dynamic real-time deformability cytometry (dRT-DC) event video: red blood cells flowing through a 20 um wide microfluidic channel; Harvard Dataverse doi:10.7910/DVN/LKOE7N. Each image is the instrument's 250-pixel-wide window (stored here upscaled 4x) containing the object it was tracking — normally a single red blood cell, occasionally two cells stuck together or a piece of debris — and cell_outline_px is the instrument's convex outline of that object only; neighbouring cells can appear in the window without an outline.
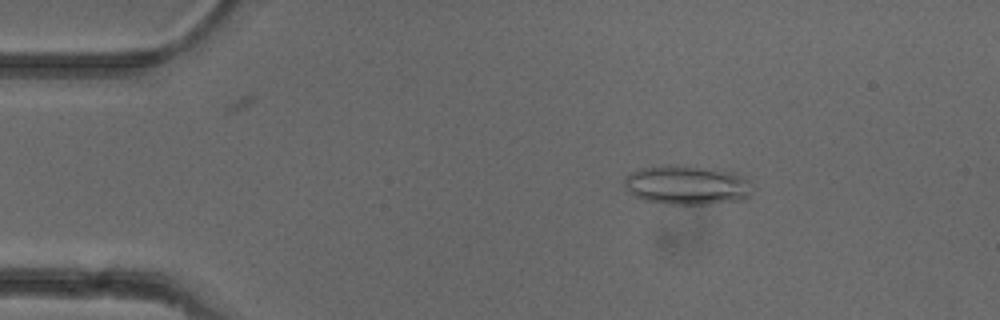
{"species": "common noctule bat (a hibernating species)", "species_latin": "Nyctalus noctula", "temperature_condition": "cold", "stored_images_in_passage": 29, "camera_frame_rate_fps": 3000, "um_per_image_px": 0.085, "animal": {"sex": "female"}, "frame": {"image": 1, "passage_image": 9, "time_ms": 2.667, "image_size_px": [1000, 320], "cell_outline_px": [[756, 188], [744, 200], [708, 204], [668, 204], [644, 200], [628, 192], [624, 184], [624, 180], [632, 172], [640, 168], [664, 164], [696, 164], [736, 172], [744, 176]], "centroid_in_image_um": [58.47, 15.69], "position_along_channel_um": 26.5, "area_um2": 30.35}}
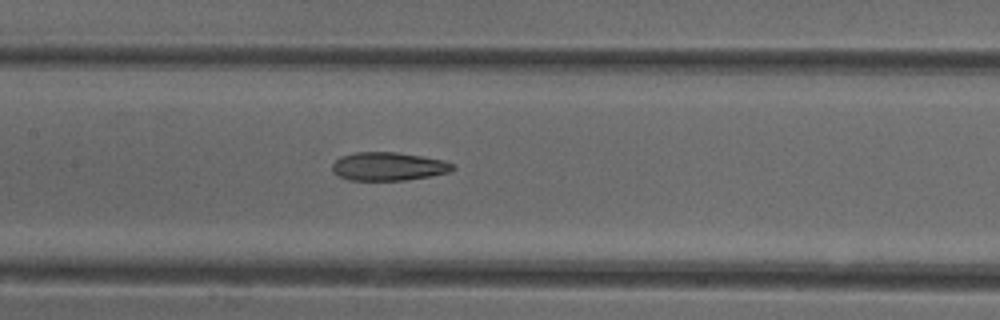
{"frame": {"image": 2, "passage_image": 25, "time_ms": 8.0, "image_size_px": [1000, 320], "cell_outline_px": [[456, 168], [448, 172], [428, 176], [404, 180], [348, 180], [332, 172], [332, 164], [340, 156], [356, 152], [396, 152], [424, 156], [444, 160], [456, 164]], "centroid_in_image_um": [33.02, 14.13], "position_along_channel_um": 174.4, "area_um2": 20.0}}
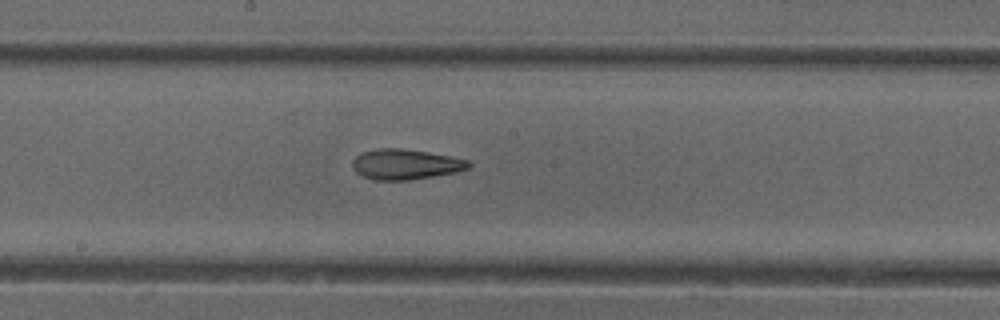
{"frame": {"image": 3, "passage_image": 28, "time_ms": 9.0, "image_size_px": [1000, 320], "cell_outline_px": [[472, 164], [468, 168], [456, 172], [408, 180], [376, 180], [364, 176], [356, 172], [352, 168], [352, 160], [360, 152], [380, 148], [400, 148], [428, 152], [452, 156], [468, 160]], "centroid_in_image_um": [34.45, 13.95], "position_along_channel_um": 213.7, "area_um2": 20.52}}